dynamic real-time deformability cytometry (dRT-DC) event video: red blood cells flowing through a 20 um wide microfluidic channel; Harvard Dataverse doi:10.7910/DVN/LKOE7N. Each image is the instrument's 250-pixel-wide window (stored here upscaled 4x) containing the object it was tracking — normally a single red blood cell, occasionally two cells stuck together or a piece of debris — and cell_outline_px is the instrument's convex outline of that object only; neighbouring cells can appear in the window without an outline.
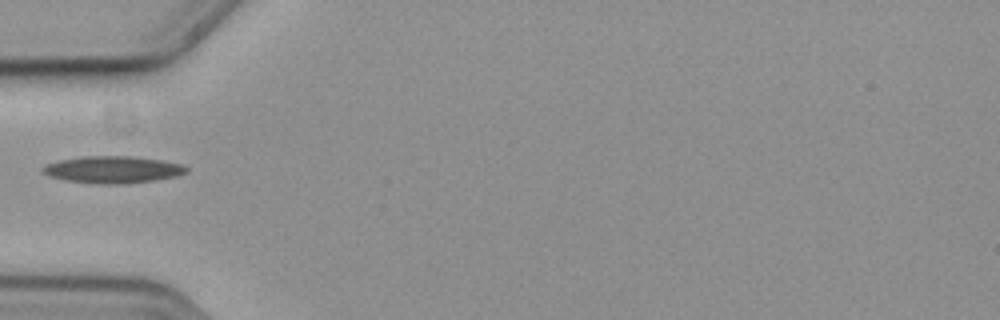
{"species": "common noctule bat (a hibernating species)", "species_latin": "Nyctalus noctula", "temperature_condition": "cold", "stored_images_in_passage": 36, "camera_frame_rate_fps": 3000, "um_per_image_px": 0.085, "animal": {"sex": "female", "body_mass_g": 19.3, "forearm_length_mm": 54.1}, "frame": {"image": 1, "passage_image": 1, "time_ms": 0.0, "image_size_px": [1000, 320], "cell_outline_px": [[188, 172], [176, 176], [152, 180], [120, 184], [100, 184], [68, 180], [48, 176], [40, 172], [40, 168], [48, 164], [60, 160], [80, 156], [132, 156], [160, 160], [184, 164], [188, 168]], "centroid_in_image_um": [9.58, 14.41], "position_along_channel_um": 75.4, "area_um2": 22.54}}
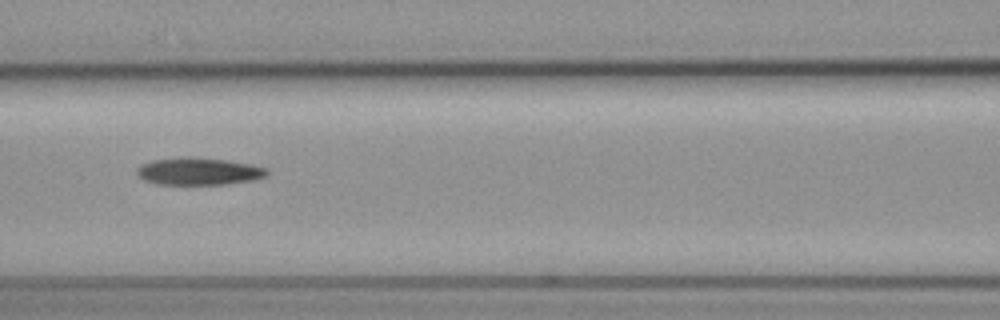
{"frame": {"image": 2, "passage_image": 7, "time_ms": 2.0, "image_size_px": [1000, 320], "cell_outline_px": [[268, 172], [264, 176], [252, 180], [224, 184], [156, 184], [144, 180], [136, 176], [136, 168], [140, 164], [152, 160], [180, 156], [188, 156], [224, 160], [252, 164], [268, 168]], "centroid_in_image_um": [16.81, 14.55], "position_along_channel_um": 149.8, "area_um2": 20.87}}
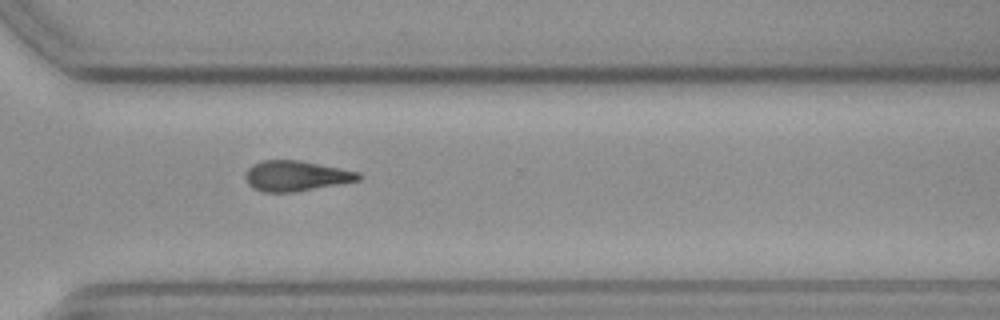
{"frame": {"image": 3, "passage_image": 23, "time_ms": 7.333, "image_size_px": [1000, 320], "cell_outline_px": [[360, 180], [292, 192], [264, 192], [252, 188], [248, 184], [244, 176], [244, 172], [252, 164], [260, 160], [300, 160], [360, 172]], "centroid_in_image_um": [25.09, 14.94], "position_along_channel_um": 345.5, "area_um2": 20.0}}